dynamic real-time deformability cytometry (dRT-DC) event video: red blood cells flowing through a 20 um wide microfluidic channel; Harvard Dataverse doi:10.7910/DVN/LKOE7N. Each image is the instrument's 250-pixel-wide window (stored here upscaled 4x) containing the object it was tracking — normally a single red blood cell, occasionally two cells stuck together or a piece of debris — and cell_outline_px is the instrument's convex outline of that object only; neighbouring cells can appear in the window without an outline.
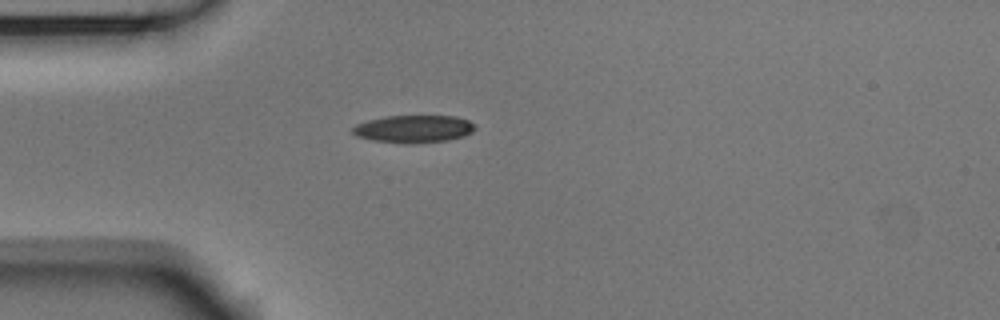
{"species": "Egyptian fruit bat (a non-hibernating species)", "species_latin": "Rousettus aegyptiacus", "temperature_condition": "room temperature", "stored_images_in_passage": 40, "camera_frame_rate_fps": 3000, "um_per_image_px": 0.085, "animal": {"sex": "male"}, "frame": {"image": 1, "passage_image": 1, "time_ms": 0.0, "image_size_px": [1000, 320], "cell_outline_px": [[476, 128], [472, 132], [464, 136], [448, 140], [408, 144], [404, 144], [372, 140], [356, 136], [352, 132], [352, 128], [356, 124], [368, 120], [384, 116], [456, 116], [468, 120], [476, 124]], "centroid_in_image_um": [35.17, 10.96], "position_along_channel_um": 49.8, "area_um2": 19.83}}
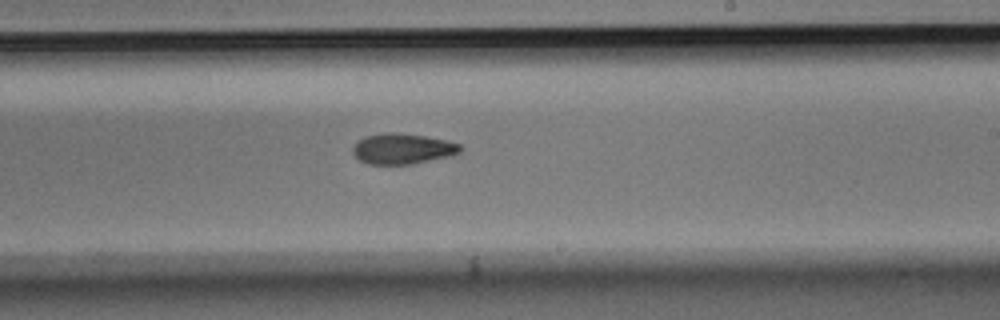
{"frame": {"image": 2, "passage_image": 18, "time_ms": 5.667, "image_size_px": [1000, 320], "cell_outline_px": [[460, 152], [452, 156], [412, 164], [368, 164], [360, 160], [352, 152], [352, 148], [356, 140], [364, 136], [384, 132], [396, 132], [424, 136], [444, 140], [460, 144]], "centroid_in_image_um": [34.17, 12.64], "position_along_channel_um": 254.8, "area_um2": 19.25}}
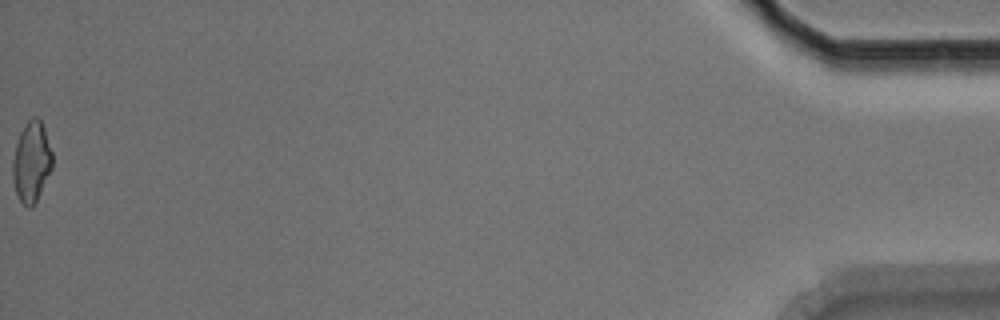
{"frame": {"image": 3, "passage_image": 40, "time_ms": 13.0, "image_size_px": [1000, 320], "cell_outline_px": [[52, 168], [32, 208], [28, 208], [20, 200], [16, 192], [12, 176], [12, 160], [16, 144], [20, 132], [28, 120], [32, 116], [36, 116], [40, 120], [44, 128], [52, 152]], "centroid_in_image_um": [2.67, 13.74], "position_along_channel_um": 432.5, "area_um2": 18.44}, "authors_computed_cell_mechanics": {"area_um2": 19.3341, "velocity_mm_per_s": 3.7891, "shape_relaxation_time_tau1_ms": 6.3878, "shape_relaxation_time_tau2_ms": 11.3832, "deformation_change_tau1": 0.1504, "deformation_change_tau2": 0.1985}}